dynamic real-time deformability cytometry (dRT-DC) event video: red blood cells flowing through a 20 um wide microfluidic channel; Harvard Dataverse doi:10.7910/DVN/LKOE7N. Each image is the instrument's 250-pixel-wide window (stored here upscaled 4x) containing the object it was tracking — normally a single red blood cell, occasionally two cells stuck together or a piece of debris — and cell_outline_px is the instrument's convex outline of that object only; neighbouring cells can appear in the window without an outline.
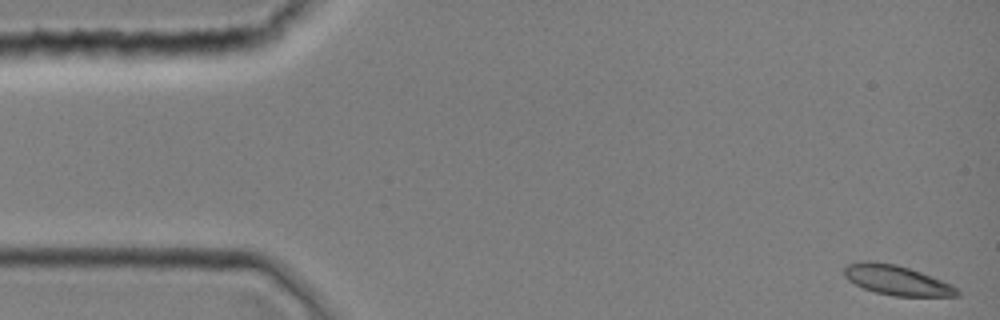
{"species": "common noctule bat (a hibernating species)", "species_latin": "Nyctalus noctula", "temperature_condition": "room temperature", "stored_images_in_passage": 11, "camera_frame_rate_fps": 3000, "um_per_image_px": 0.085, "animal": {"sex": "female", "body_mass_g": 19.0, "forearm_length_mm": 51.5}, "frame": {"image": 1, "passage_image": 1, "time_ms": 0.0, "image_size_px": [1000, 320], "cell_outline_px": [[960, 296], [896, 296], [876, 292], [864, 288], [848, 280], [844, 276], [844, 268], [848, 264], [864, 260], [868, 260], [896, 264], [932, 276], [956, 288], [960, 292]], "centroid_in_image_um": [76.19, 23.81], "position_along_channel_um": 8.8, "area_um2": 19.36}}
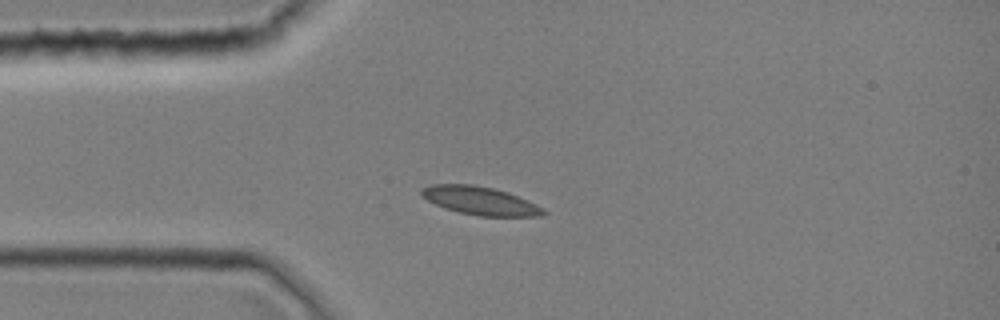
{"frame": {"image": 2, "passage_image": 10, "time_ms": 3.0, "image_size_px": [1000, 320], "cell_outline_px": [[548, 212], [540, 216], [480, 216], [460, 212], [444, 208], [428, 200], [420, 192], [420, 188], [432, 184], [472, 184], [492, 188], [508, 192], [528, 200], [544, 208]], "centroid_in_image_um": [40.83, 17.06], "position_along_channel_um": 44.2, "area_um2": 20.0}}